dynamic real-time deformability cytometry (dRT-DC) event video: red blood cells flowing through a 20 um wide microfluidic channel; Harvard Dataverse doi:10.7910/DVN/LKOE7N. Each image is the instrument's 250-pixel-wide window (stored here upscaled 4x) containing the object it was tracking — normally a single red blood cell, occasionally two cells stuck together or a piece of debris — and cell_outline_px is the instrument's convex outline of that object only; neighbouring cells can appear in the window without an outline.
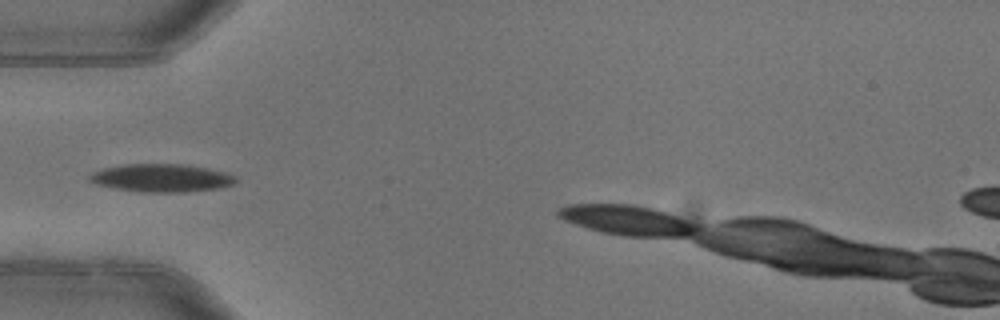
{"species": "common noctule bat (a hibernating species)", "species_latin": "Nyctalus noctula", "temperature_condition": "warm", "stored_images_in_passage": 4, "camera_frame_rate_fps": 3000, "um_per_image_px": 0.085, "animal": {"sex": "female"}, "frame": {"image": 1, "passage_image": 3, "time_ms": 0.667, "image_size_px": [1000, 320], "cell_outline_px": [[236, 184], [216, 188], [184, 192], [140, 192], [116, 188], [96, 184], [88, 180], [88, 176], [92, 172], [104, 168], [124, 164], [184, 164], [208, 168], [224, 172], [236, 176]], "centroid_in_image_um": [13.72, 15.12], "position_along_channel_um": 71.3, "area_um2": 23.81}}
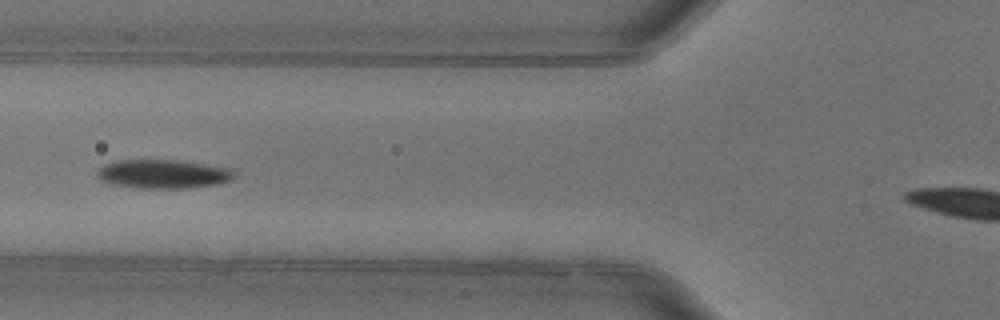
{"frame": {"image": 2, "passage_image": 4, "time_ms": 1.0, "image_size_px": [1000, 320], "cell_outline_px": [[236, 176], [232, 180], [216, 184], [188, 188], [136, 188], [112, 184], [100, 180], [96, 176], [96, 172], [104, 164], [116, 160], [180, 160], [228, 168], [236, 172]], "centroid_in_image_um": [13.85, 14.79], "position_along_channel_um": 112.0, "area_um2": 23.18}}